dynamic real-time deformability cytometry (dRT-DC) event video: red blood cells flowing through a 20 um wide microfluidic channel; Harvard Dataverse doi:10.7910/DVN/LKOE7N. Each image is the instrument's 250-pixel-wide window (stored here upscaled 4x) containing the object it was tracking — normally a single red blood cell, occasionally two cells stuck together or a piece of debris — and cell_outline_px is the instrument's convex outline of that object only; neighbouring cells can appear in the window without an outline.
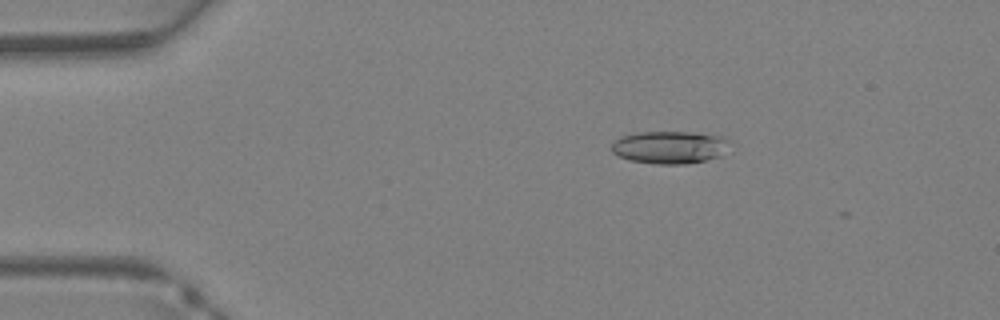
{"species": "Egyptian fruit bat (a non-hibernating species)", "species_latin": "Rousettus aegyptiacus", "temperature_condition": "warm", "stored_images_in_passage": 28, "camera_frame_rate_fps": 3000, "um_per_image_px": 0.085, "animal": {"sex": "female"}, "frame": {"image": 1, "passage_image": 2, "time_ms": 0.333, "image_size_px": [1000, 320], "cell_outline_px": [[732, 140], [720, 156], [708, 160], [684, 164], [656, 164], [628, 160], [612, 152], [612, 144], [620, 136], [636, 132], [688, 132], [720, 136]], "centroid_in_image_um": [56.92, 12.52], "position_along_channel_um": 28.1, "area_um2": 22.48}}
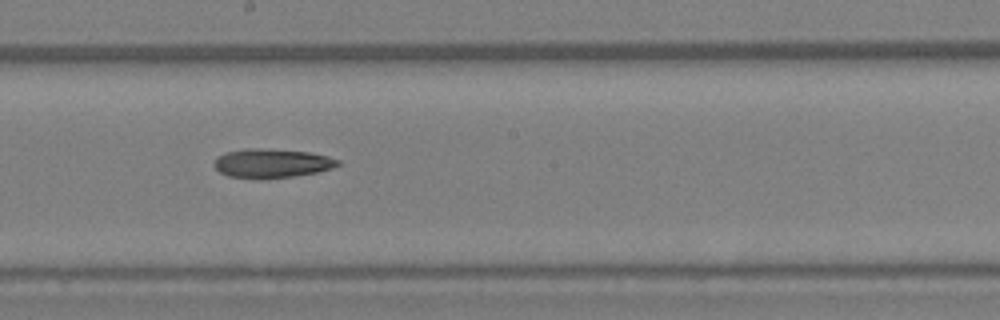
{"frame": {"image": 2, "passage_image": 16, "time_ms": 5.0, "image_size_px": [1000, 320], "cell_outline_px": [[340, 164], [332, 168], [316, 172], [292, 176], [228, 176], [220, 172], [212, 164], [220, 156], [228, 152], [244, 148], [256, 148], [308, 152], [328, 156], [340, 160]], "centroid_in_image_um": [23.14, 13.84], "position_along_channel_um": 225.1, "area_um2": 19.94}}
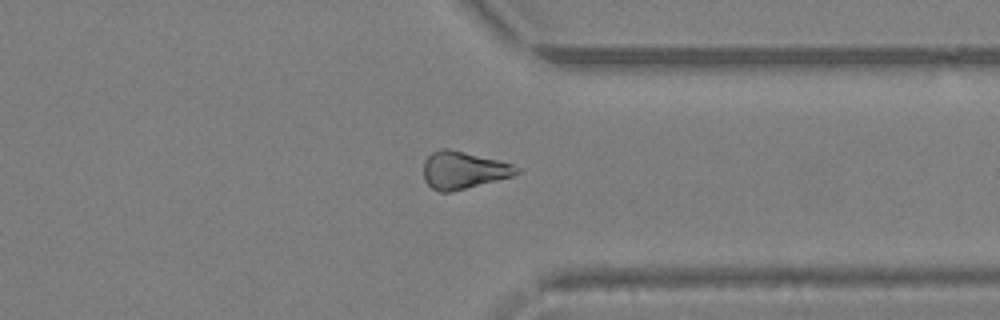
{"frame": {"image": 3, "passage_image": 24, "time_ms": 7.667, "image_size_px": [1000, 320], "cell_outline_px": [[520, 172], [512, 176], [448, 192], [440, 192], [432, 188], [424, 180], [424, 160], [432, 152], [444, 148], [448, 148], [500, 160], [512, 164], [520, 168]], "centroid_in_image_um": [39.38, 14.44], "position_along_channel_um": 372.0, "area_um2": 20.06}}